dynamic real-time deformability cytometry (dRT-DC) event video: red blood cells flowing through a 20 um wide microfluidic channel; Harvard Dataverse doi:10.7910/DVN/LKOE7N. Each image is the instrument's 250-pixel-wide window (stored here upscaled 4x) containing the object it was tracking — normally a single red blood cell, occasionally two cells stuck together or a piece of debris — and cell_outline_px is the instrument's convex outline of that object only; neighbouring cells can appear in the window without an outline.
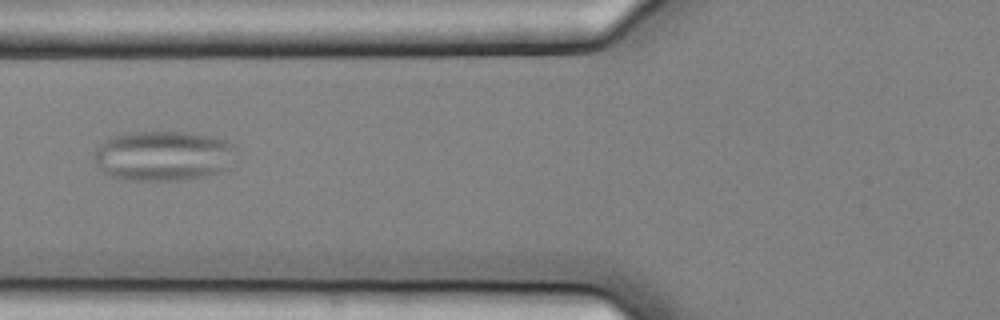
{"species": "common noctule bat (a hibernating species)", "species_latin": "Nyctalus noctula", "temperature_condition": "cold", "stored_images_in_passage": 15, "camera_frame_rate_fps": 3000, "um_per_image_px": 0.085, "animal": {"sex": "female", "body_mass_g": 25.1}, "frame": {"image": 1, "passage_image": 5, "time_ms": 1.333, "image_size_px": [1000, 320], "cell_outline_px": [[236, 148], [224, 172], [204, 176], [180, 180], [124, 180], [112, 176], [104, 172], [100, 168], [96, 160], [96, 148], [108, 136], [124, 132], [184, 132], [212, 136], [224, 140], [232, 144]], "centroid_in_image_um": [13.85, 13.23], "position_along_channel_um": 111.9, "area_um2": 41.33}}